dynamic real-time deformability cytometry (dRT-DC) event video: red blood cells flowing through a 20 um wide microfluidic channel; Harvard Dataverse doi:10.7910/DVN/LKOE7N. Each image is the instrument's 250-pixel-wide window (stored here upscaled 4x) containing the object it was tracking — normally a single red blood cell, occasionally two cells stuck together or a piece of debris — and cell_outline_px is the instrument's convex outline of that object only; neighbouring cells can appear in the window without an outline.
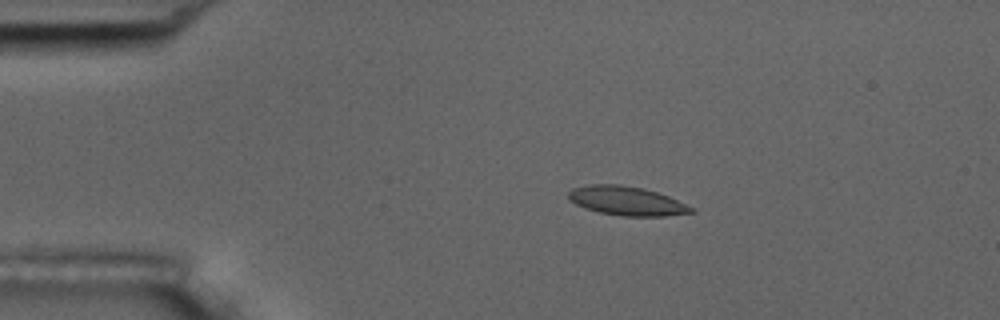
{"species": "common noctule bat (a hibernating species)", "species_latin": "Nyctalus noctula", "temperature_condition": "room temperature", "stored_images_in_passage": 7, "camera_frame_rate_fps": 3000, "um_per_image_px": 0.085, "animal": {"sex": "male", "body_mass_g": 17.5, "forearm_length_mm": 52.3}, "frame": {"image": 1, "passage_image": 3, "time_ms": 2.333, "image_size_px": [1000, 320], "cell_outline_px": [[696, 212], [664, 216], [620, 216], [600, 212], [584, 208], [568, 200], [568, 192], [572, 188], [588, 184], [620, 184], [644, 188], [668, 196], [696, 208]], "centroid_in_image_um": [53.27, 17.07], "position_along_channel_um": 31.7, "area_um2": 20.98}}
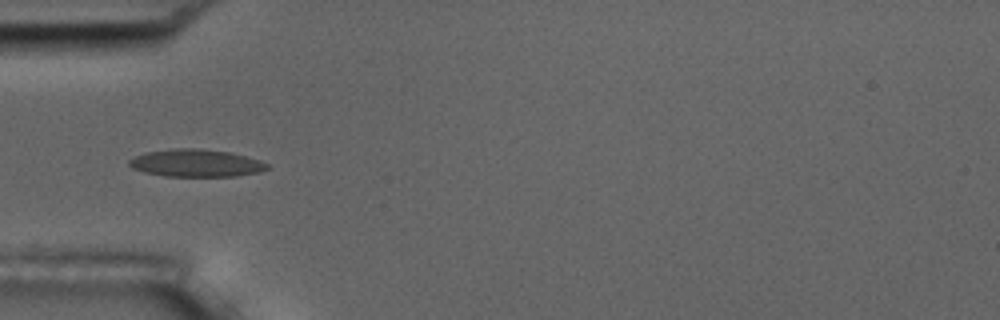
{"frame": {"image": 2, "passage_image": 5, "time_ms": 4.667, "image_size_px": [1000, 320], "cell_outline_px": [[268, 168], [260, 172], [236, 176], [164, 176], [144, 172], [132, 168], [128, 164], [128, 160], [144, 152], [176, 148], [196, 148], [232, 152], [268, 164]], "centroid_in_image_um": [16.62, 13.86], "position_along_channel_um": 68.4, "area_um2": 22.02}}